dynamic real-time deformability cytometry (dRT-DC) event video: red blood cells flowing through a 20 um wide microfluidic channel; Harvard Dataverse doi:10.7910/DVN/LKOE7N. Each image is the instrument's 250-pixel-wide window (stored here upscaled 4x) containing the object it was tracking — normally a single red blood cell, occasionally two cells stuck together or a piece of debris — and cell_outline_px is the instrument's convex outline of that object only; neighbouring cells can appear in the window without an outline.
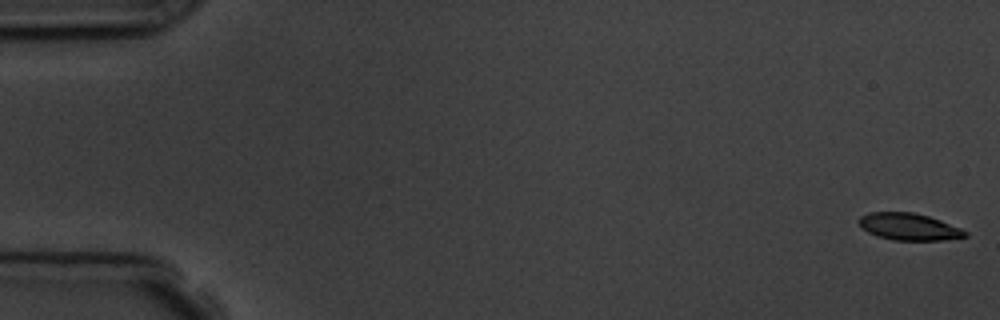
{"species": "common noctule bat (a hibernating species)", "species_latin": "Nyctalus noctula", "temperature_condition": "room temperature", "stored_images_in_passage": 7, "camera_frame_rate_fps": 3000, "um_per_image_px": 0.085, "animal": {"sex": "male", "body_mass_g": 19.5, "forearm_length_mm": 54.6}, "frame": {"image": 1, "passage_image": 1, "time_ms": 0.0, "image_size_px": [1000, 320], "cell_outline_px": [[968, 236], [944, 240], [896, 240], [876, 236], [868, 232], [860, 224], [860, 216], [868, 212], [912, 212], [928, 216], [940, 220], [960, 228], [968, 232]], "centroid_in_image_um": [77.28, 19.27], "position_along_channel_um": 7.7, "area_um2": 16.53}}
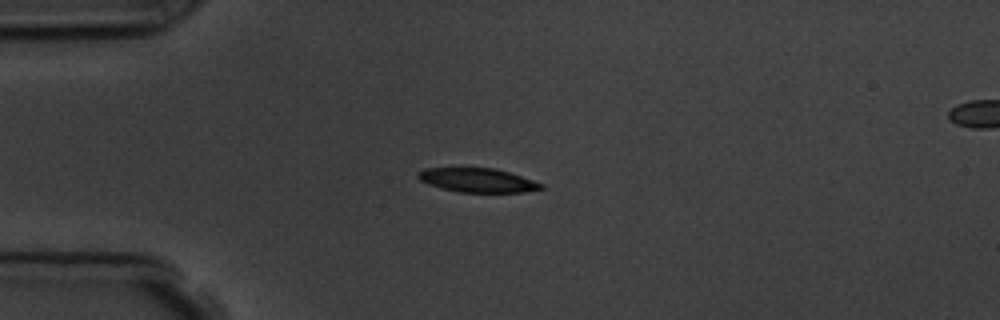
{"frame": {"image": 2, "passage_image": 5, "time_ms": 4.333, "image_size_px": [1000, 320], "cell_outline_px": [[544, 188], [524, 192], [460, 192], [440, 188], [428, 184], [420, 180], [416, 176], [424, 168], [496, 168], [544, 184]], "centroid_in_image_um": [40.58, 15.32], "position_along_channel_um": 44.4, "area_um2": 17.11}}